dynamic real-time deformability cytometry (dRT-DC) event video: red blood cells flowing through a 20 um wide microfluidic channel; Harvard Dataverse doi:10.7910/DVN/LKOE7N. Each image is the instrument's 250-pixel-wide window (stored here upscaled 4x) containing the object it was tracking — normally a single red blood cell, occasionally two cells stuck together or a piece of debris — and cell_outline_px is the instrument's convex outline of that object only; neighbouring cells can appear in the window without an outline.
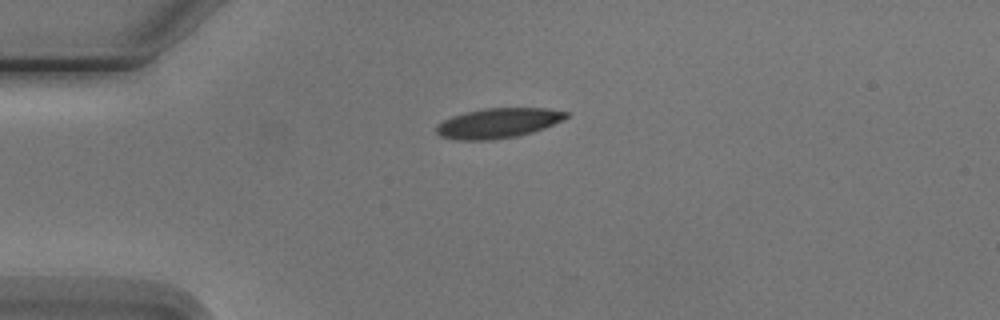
{"species": "Egyptian fruit bat (a non-hibernating species)", "species_latin": "Rousettus aegyptiacus", "temperature_condition": "cold", "stored_images_in_passage": 6, "camera_frame_rate_fps": 3000, "um_per_image_px": 0.085, "animal": {"sex": "male"}, "frame": {"image": 1, "passage_image": 6, "time_ms": 6.667, "image_size_px": [1000, 320], "cell_outline_px": [[568, 116], [564, 120], [532, 132], [516, 136], [488, 140], [464, 140], [440, 136], [436, 132], [436, 124], [452, 116], [464, 112], [484, 108], [548, 108], [568, 112]], "centroid_in_image_um": [42.34, 10.45], "position_along_channel_um": 42.7, "area_um2": 22.54}}